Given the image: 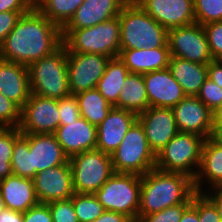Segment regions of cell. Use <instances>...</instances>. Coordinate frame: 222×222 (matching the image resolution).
<instances>
[{
  "mask_svg": "<svg viewBox=\"0 0 222 222\" xmlns=\"http://www.w3.org/2000/svg\"><path fill=\"white\" fill-rule=\"evenodd\" d=\"M140 193V175L115 172L94 195L106 211L123 214L136 222Z\"/></svg>",
  "mask_w": 222,
  "mask_h": 222,
  "instance_id": "obj_7",
  "label": "cell"
},
{
  "mask_svg": "<svg viewBox=\"0 0 222 222\" xmlns=\"http://www.w3.org/2000/svg\"><path fill=\"white\" fill-rule=\"evenodd\" d=\"M149 107L173 108L187 95L169 68L143 74Z\"/></svg>",
  "mask_w": 222,
  "mask_h": 222,
  "instance_id": "obj_17",
  "label": "cell"
},
{
  "mask_svg": "<svg viewBox=\"0 0 222 222\" xmlns=\"http://www.w3.org/2000/svg\"><path fill=\"white\" fill-rule=\"evenodd\" d=\"M23 222H53L49 205L38 203L23 212Z\"/></svg>",
  "mask_w": 222,
  "mask_h": 222,
  "instance_id": "obj_42",
  "label": "cell"
},
{
  "mask_svg": "<svg viewBox=\"0 0 222 222\" xmlns=\"http://www.w3.org/2000/svg\"><path fill=\"white\" fill-rule=\"evenodd\" d=\"M33 7V0H0V13L29 12Z\"/></svg>",
  "mask_w": 222,
  "mask_h": 222,
  "instance_id": "obj_44",
  "label": "cell"
},
{
  "mask_svg": "<svg viewBox=\"0 0 222 222\" xmlns=\"http://www.w3.org/2000/svg\"><path fill=\"white\" fill-rule=\"evenodd\" d=\"M191 205L197 210L200 222H221L216 206L203 193L196 192Z\"/></svg>",
  "mask_w": 222,
  "mask_h": 222,
  "instance_id": "obj_35",
  "label": "cell"
},
{
  "mask_svg": "<svg viewBox=\"0 0 222 222\" xmlns=\"http://www.w3.org/2000/svg\"><path fill=\"white\" fill-rule=\"evenodd\" d=\"M73 189L79 194H94L115 173L108 155L98 149L69 157Z\"/></svg>",
  "mask_w": 222,
  "mask_h": 222,
  "instance_id": "obj_9",
  "label": "cell"
},
{
  "mask_svg": "<svg viewBox=\"0 0 222 222\" xmlns=\"http://www.w3.org/2000/svg\"><path fill=\"white\" fill-rule=\"evenodd\" d=\"M11 167L13 175L32 179V151L23 135L15 141Z\"/></svg>",
  "mask_w": 222,
  "mask_h": 222,
  "instance_id": "obj_32",
  "label": "cell"
},
{
  "mask_svg": "<svg viewBox=\"0 0 222 222\" xmlns=\"http://www.w3.org/2000/svg\"><path fill=\"white\" fill-rule=\"evenodd\" d=\"M130 72L119 57L110 58L105 73L98 81L97 90L114 106L123 88V82Z\"/></svg>",
  "mask_w": 222,
  "mask_h": 222,
  "instance_id": "obj_28",
  "label": "cell"
},
{
  "mask_svg": "<svg viewBox=\"0 0 222 222\" xmlns=\"http://www.w3.org/2000/svg\"><path fill=\"white\" fill-rule=\"evenodd\" d=\"M5 208H6V206H5L3 197L1 196V193H0V212H1L2 210H4Z\"/></svg>",
  "mask_w": 222,
  "mask_h": 222,
  "instance_id": "obj_53",
  "label": "cell"
},
{
  "mask_svg": "<svg viewBox=\"0 0 222 222\" xmlns=\"http://www.w3.org/2000/svg\"><path fill=\"white\" fill-rule=\"evenodd\" d=\"M0 222H23V212L5 208L0 212Z\"/></svg>",
  "mask_w": 222,
  "mask_h": 222,
  "instance_id": "obj_48",
  "label": "cell"
},
{
  "mask_svg": "<svg viewBox=\"0 0 222 222\" xmlns=\"http://www.w3.org/2000/svg\"><path fill=\"white\" fill-rule=\"evenodd\" d=\"M60 126L58 99L30 94L21 108L18 128L21 133L54 134Z\"/></svg>",
  "mask_w": 222,
  "mask_h": 222,
  "instance_id": "obj_12",
  "label": "cell"
},
{
  "mask_svg": "<svg viewBox=\"0 0 222 222\" xmlns=\"http://www.w3.org/2000/svg\"><path fill=\"white\" fill-rule=\"evenodd\" d=\"M207 78L222 87V59H214L207 64Z\"/></svg>",
  "mask_w": 222,
  "mask_h": 222,
  "instance_id": "obj_45",
  "label": "cell"
},
{
  "mask_svg": "<svg viewBox=\"0 0 222 222\" xmlns=\"http://www.w3.org/2000/svg\"><path fill=\"white\" fill-rule=\"evenodd\" d=\"M0 193L6 208L26 212L36 206L37 199L33 179L10 175L0 180Z\"/></svg>",
  "mask_w": 222,
  "mask_h": 222,
  "instance_id": "obj_25",
  "label": "cell"
},
{
  "mask_svg": "<svg viewBox=\"0 0 222 222\" xmlns=\"http://www.w3.org/2000/svg\"><path fill=\"white\" fill-rule=\"evenodd\" d=\"M35 193L39 203H49L69 199L74 195L72 170L66 164L37 172L33 178Z\"/></svg>",
  "mask_w": 222,
  "mask_h": 222,
  "instance_id": "obj_13",
  "label": "cell"
},
{
  "mask_svg": "<svg viewBox=\"0 0 222 222\" xmlns=\"http://www.w3.org/2000/svg\"><path fill=\"white\" fill-rule=\"evenodd\" d=\"M221 181L222 146L209 137L203 144L200 167L194 178V188L196 192L203 193L216 187Z\"/></svg>",
  "mask_w": 222,
  "mask_h": 222,
  "instance_id": "obj_24",
  "label": "cell"
},
{
  "mask_svg": "<svg viewBox=\"0 0 222 222\" xmlns=\"http://www.w3.org/2000/svg\"><path fill=\"white\" fill-rule=\"evenodd\" d=\"M62 29L35 6L17 21L0 46V59L29 66L61 45Z\"/></svg>",
  "mask_w": 222,
  "mask_h": 222,
  "instance_id": "obj_1",
  "label": "cell"
},
{
  "mask_svg": "<svg viewBox=\"0 0 222 222\" xmlns=\"http://www.w3.org/2000/svg\"><path fill=\"white\" fill-rule=\"evenodd\" d=\"M136 3L167 30L196 23L193 0H136Z\"/></svg>",
  "mask_w": 222,
  "mask_h": 222,
  "instance_id": "obj_15",
  "label": "cell"
},
{
  "mask_svg": "<svg viewBox=\"0 0 222 222\" xmlns=\"http://www.w3.org/2000/svg\"><path fill=\"white\" fill-rule=\"evenodd\" d=\"M0 93L22 108L31 94L28 66L0 59Z\"/></svg>",
  "mask_w": 222,
  "mask_h": 222,
  "instance_id": "obj_22",
  "label": "cell"
},
{
  "mask_svg": "<svg viewBox=\"0 0 222 222\" xmlns=\"http://www.w3.org/2000/svg\"><path fill=\"white\" fill-rule=\"evenodd\" d=\"M215 143L222 146V125H213L211 137Z\"/></svg>",
  "mask_w": 222,
  "mask_h": 222,
  "instance_id": "obj_50",
  "label": "cell"
},
{
  "mask_svg": "<svg viewBox=\"0 0 222 222\" xmlns=\"http://www.w3.org/2000/svg\"><path fill=\"white\" fill-rule=\"evenodd\" d=\"M167 41L171 56L205 65L214 60L201 24L171 28Z\"/></svg>",
  "mask_w": 222,
  "mask_h": 222,
  "instance_id": "obj_10",
  "label": "cell"
},
{
  "mask_svg": "<svg viewBox=\"0 0 222 222\" xmlns=\"http://www.w3.org/2000/svg\"><path fill=\"white\" fill-rule=\"evenodd\" d=\"M85 0H35L34 6L61 29L74 16Z\"/></svg>",
  "mask_w": 222,
  "mask_h": 222,
  "instance_id": "obj_30",
  "label": "cell"
},
{
  "mask_svg": "<svg viewBox=\"0 0 222 222\" xmlns=\"http://www.w3.org/2000/svg\"><path fill=\"white\" fill-rule=\"evenodd\" d=\"M54 135L68 157L96 149L97 127L82 117L60 125Z\"/></svg>",
  "mask_w": 222,
  "mask_h": 222,
  "instance_id": "obj_19",
  "label": "cell"
},
{
  "mask_svg": "<svg viewBox=\"0 0 222 222\" xmlns=\"http://www.w3.org/2000/svg\"><path fill=\"white\" fill-rule=\"evenodd\" d=\"M215 188H220V189H222V181H221Z\"/></svg>",
  "mask_w": 222,
  "mask_h": 222,
  "instance_id": "obj_54",
  "label": "cell"
},
{
  "mask_svg": "<svg viewBox=\"0 0 222 222\" xmlns=\"http://www.w3.org/2000/svg\"><path fill=\"white\" fill-rule=\"evenodd\" d=\"M129 0H85L62 30H77L111 20Z\"/></svg>",
  "mask_w": 222,
  "mask_h": 222,
  "instance_id": "obj_21",
  "label": "cell"
},
{
  "mask_svg": "<svg viewBox=\"0 0 222 222\" xmlns=\"http://www.w3.org/2000/svg\"><path fill=\"white\" fill-rule=\"evenodd\" d=\"M110 57L95 53H67L70 93L76 95L96 88Z\"/></svg>",
  "mask_w": 222,
  "mask_h": 222,
  "instance_id": "obj_11",
  "label": "cell"
},
{
  "mask_svg": "<svg viewBox=\"0 0 222 222\" xmlns=\"http://www.w3.org/2000/svg\"><path fill=\"white\" fill-rule=\"evenodd\" d=\"M138 121L155 155L179 132L172 108L149 107L138 115Z\"/></svg>",
  "mask_w": 222,
  "mask_h": 222,
  "instance_id": "obj_14",
  "label": "cell"
},
{
  "mask_svg": "<svg viewBox=\"0 0 222 222\" xmlns=\"http://www.w3.org/2000/svg\"><path fill=\"white\" fill-rule=\"evenodd\" d=\"M90 222H133L129 217L116 213L114 211H106L96 220Z\"/></svg>",
  "mask_w": 222,
  "mask_h": 222,
  "instance_id": "obj_47",
  "label": "cell"
},
{
  "mask_svg": "<svg viewBox=\"0 0 222 222\" xmlns=\"http://www.w3.org/2000/svg\"><path fill=\"white\" fill-rule=\"evenodd\" d=\"M195 193L194 179L190 176L153 168L141 176L138 217L178 204L192 203Z\"/></svg>",
  "mask_w": 222,
  "mask_h": 222,
  "instance_id": "obj_2",
  "label": "cell"
},
{
  "mask_svg": "<svg viewBox=\"0 0 222 222\" xmlns=\"http://www.w3.org/2000/svg\"><path fill=\"white\" fill-rule=\"evenodd\" d=\"M32 94L60 99L70 95L67 75V50L62 44L51 55L28 66Z\"/></svg>",
  "mask_w": 222,
  "mask_h": 222,
  "instance_id": "obj_5",
  "label": "cell"
},
{
  "mask_svg": "<svg viewBox=\"0 0 222 222\" xmlns=\"http://www.w3.org/2000/svg\"><path fill=\"white\" fill-rule=\"evenodd\" d=\"M21 108L0 93V127H18Z\"/></svg>",
  "mask_w": 222,
  "mask_h": 222,
  "instance_id": "obj_36",
  "label": "cell"
},
{
  "mask_svg": "<svg viewBox=\"0 0 222 222\" xmlns=\"http://www.w3.org/2000/svg\"><path fill=\"white\" fill-rule=\"evenodd\" d=\"M79 105L80 117L96 127L107 117L113 107L97 88L75 95Z\"/></svg>",
  "mask_w": 222,
  "mask_h": 222,
  "instance_id": "obj_29",
  "label": "cell"
},
{
  "mask_svg": "<svg viewBox=\"0 0 222 222\" xmlns=\"http://www.w3.org/2000/svg\"><path fill=\"white\" fill-rule=\"evenodd\" d=\"M22 135L28 140L29 149L32 151V179L37 172L69 161L54 134L22 133Z\"/></svg>",
  "mask_w": 222,
  "mask_h": 222,
  "instance_id": "obj_20",
  "label": "cell"
},
{
  "mask_svg": "<svg viewBox=\"0 0 222 222\" xmlns=\"http://www.w3.org/2000/svg\"><path fill=\"white\" fill-rule=\"evenodd\" d=\"M203 194L216 206L222 222V189L214 187L203 192Z\"/></svg>",
  "mask_w": 222,
  "mask_h": 222,
  "instance_id": "obj_46",
  "label": "cell"
},
{
  "mask_svg": "<svg viewBox=\"0 0 222 222\" xmlns=\"http://www.w3.org/2000/svg\"><path fill=\"white\" fill-rule=\"evenodd\" d=\"M213 59H222V21L203 25Z\"/></svg>",
  "mask_w": 222,
  "mask_h": 222,
  "instance_id": "obj_40",
  "label": "cell"
},
{
  "mask_svg": "<svg viewBox=\"0 0 222 222\" xmlns=\"http://www.w3.org/2000/svg\"><path fill=\"white\" fill-rule=\"evenodd\" d=\"M27 12H1L0 13V46L6 36L13 30L19 18Z\"/></svg>",
  "mask_w": 222,
  "mask_h": 222,
  "instance_id": "obj_43",
  "label": "cell"
},
{
  "mask_svg": "<svg viewBox=\"0 0 222 222\" xmlns=\"http://www.w3.org/2000/svg\"><path fill=\"white\" fill-rule=\"evenodd\" d=\"M205 138L194 133L178 132L156 154L155 168L184 173L194 179L198 173Z\"/></svg>",
  "mask_w": 222,
  "mask_h": 222,
  "instance_id": "obj_6",
  "label": "cell"
},
{
  "mask_svg": "<svg viewBox=\"0 0 222 222\" xmlns=\"http://www.w3.org/2000/svg\"><path fill=\"white\" fill-rule=\"evenodd\" d=\"M53 222H79L75 214L72 197L47 203Z\"/></svg>",
  "mask_w": 222,
  "mask_h": 222,
  "instance_id": "obj_38",
  "label": "cell"
},
{
  "mask_svg": "<svg viewBox=\"0 0 222 222\" xmlns=\"http://www.w3.org/2000/svg\"><path fill=\"white\" fill-rule=\"evenodd\" d=\"M118 57L130 73L144 74L168 68L171 54L167 43L160 48L120 49Z\"/></svg>",
  "mask_w": 222,
  "mask_h": 222,
  "instance_id": "obj_23",
  "label": "cell"
},
{
  "mask_svg": "<svg viewBox=\"0 0 222 222\" xmlns=\"http://www.w3.org/2000/svg\"><path fill=\"white\" fill-rule=\"evenodd\" d=\"M196 23L202 26L222 21V0H193Z\"/></svg>",
  "mask_w": 222,
  "mask_h": 222,
  "instance_id": "obj_33",
  "label": "cell"
},
{
  "mask_svg": "<svg viewBox=\"0 0 222 222\" xmlns=\"http://www.w3.org/2000/svg\"><path fill=\"white\" fill-rule=\"evenodd\" d=\"M72 202L79 222L96 220L105 212L104 206L98 201L94 194L74 193Z\"/></svg>",
  "mask_w": 222,
  "mask_h": 222,
  "instance_id": "obj_31",
  "label": "cell"
},
{
  "mask_svg": "<svg viewBox=\"0 0 222 222\" xmlns=\"http://www.w3.org/2000/svg\"><path fill=\"white\" fill-rule=\"evenodd\" d=\"M120 49L160 48L168 43V30L136 1L129 0L119 13Z\"/></svg>",
  "mask_w": 222,
  "mask_h": 222,
  "instance_id": "obj_3",
  "label": "cell"
},
{
  "mask_svg": "<svg viewBox=\"0 0 222 222\" xmlns=\"http://www.w3.org/2000/svg\"><path fill=\"white\" fill-rule=\"evenodd\" d=\"M67 53H95L116 58L120 53L119 16L95 26L62 30Z\"/></svg>",
  "mask_w": 222,
  "mask_h": 222,
  "instance_id": "obj_4",
  "label": "cell"
},
{
  "mask_svg": "<svg viewBox=\"0 0 222 222\" xmlns=\"http://www.w3.org/2000/svg\"><path fill=\"white\" fill-rule=\"evenodd\" d=\"M179 222H200L197 210L190 205L184 212Z\"/></svg>",
  "mask_w": 222,
  "mask_h": 222,
  "instance_id": "obj_49",
  "label": "cell"
},
{
  "mask_svg": "<svg viewBox=\"0 0 222 222\" xmlns=\"http://www.w3.org/2000/svg\"><path fill=\"white\" fill-rule=\"evenodd\" d=\"M21 135L18 127H0V163L11 162L15 141Z\"/></svg>",
  "mask_w": 222,
  "mask_h": 222,
  "instance_id": "obj_37",
  "label": "cell"
},
{
  "mask_svg": "<svg viewBox=\"0 0 222 222\" xmlns=\"http://www.w3.org/2000/svg\"><path fill=\"white\" fill-rule=\"evenodd\" d=\"M58 112L60 125H66V122L77 120L80 117V111L75 95L70 94L58 99Z\"/></svg>",
  "mask_w": 222,
  "mask_h": 222,
  "instance_id": "obj_41",
  "label": "cell"
},
{
  "mask_svg": "<svg viewBox=\"0 0 222 222\" xmlns=\"http://www.w3.org/2000/svg\"><path fill=\"white\" fill-rule=\"evenodd\" d=\"M139 115L149 108L143 74L129 73L123 82L117 103L113 106Z\"/></svg>",
  "mask_w": 222,
  "mask_h": 222,
  "instance_id": "obj_27",
  "label": "cell"
},
{
  "mask_svg": "<svg viewBox=\"0 0 222 222\" xmlns=\"http://www.w3.org/2000/svg\"><path fill=\"white\" fill-rule=\"evenodd\" d=\"M172 110L179 132L211 137L212 111L197 96H186Z\"/></svg>",
  "mask_w": 222,
  "mask_h": 222,
  "instance_id": "obj_16",
  "label": "cell"
},
{
  "mask_svg": "<svg viewBox=\"0 0 222 222\" xmlns=\"http://www.w3.org/2000/svg\"><path fill=\"white\" fill-rule=\"evenodd\" d=\"M13 175L11 162L0 163V180Z\"/></svg>",
  "mask_w": 222,
  "mask_h": 222,
  "instance_id": "obj_51",
  "label": "cell"
},
{
  "mask_svg": "<svg viewBox=\"0 0 222 222\" xmlns=\"http://www.w3.org/2000/svg\"><path fill=\"white\" fill-rule=\"evenodd\" d=\"M211 111L222 104V87L207 78L196 95Z\"/></svg>",
  "mask_w": 222,
  "mask_h": 222,
  "instance_id": "obj_39",
  "label": "cell"
},
{
  "mask_svg": "<svg viewBox=\"0 0 222 222\" xmlns=\"http://www.w3.org/2000/svg\"><path fill=\"white\" fill-rule=\"evenodd\" d=\"M137 120L138 115L135 113L112 107L107 117L97 126L96 149L111 155Z\"/></svg>",
  "mask_w": 222,
  "mask_h": 222,
  "instance_id": "obj_18",
  "label": "cell"
},
{
  "mask_svg": "<svg viewBox=\"0 0 222 222\" xmlns=\"http://www.w3.org/2000/svg\"><path fill=\"white\" fill-rule=\"evenodd\" d=\"M213 125H222V104L212 111Z\"/></svg>",
  "mask_w": 222,
  "mask_h": 222,
  "instance_id": "obj_52",
  "label": "cell"
},
{
  "mask_svg": "<svg viewBox=\"0 0 222 222\" xmlns=\"http://www.w3.org/2000/svg\"><path fill=\"white\" fill-rule=\"evenodd\" d=\"M111 161L116 173H133L142 176L155 168L156 155L150 149L145 131L138 120L111 154Z\"/></svg>",
  "mask_w": 222,
  "mask_h": 222,
  "instance_id": "obj_8",
  "label": "cell"
},
{
  "mask_svg": "<svg viewBox=\"0 0 222 222\" xmlns=\"http://www.w3.org/2000/svg\"><path fill=\"white\" fill-rule=\"evenodd\" d=\"M168 68L187 96H196L207 79L205 64L171 56Z\"/></svg>",
  "mask_w": 222,
  "mask_h": 222,
  "instance_id": "obj_26",
  "label": "cell"
},
{
  "mask_svg": "<svg viewBox=\"0 0 222 222\" xmlns=\"http://www.w3.org/2000/svg\"><path fill=\"white\" fill-rule=\"evenodd\" d=\"M192 203H183L175 206L167 207L162 211L137 217L136 222H179L183 212Z\"/></svg>",
  "mask_w": 222,
  "mask_h": 222,
  "instance_id": "obj_34",
  "label": "cell"
}]
</instances>
